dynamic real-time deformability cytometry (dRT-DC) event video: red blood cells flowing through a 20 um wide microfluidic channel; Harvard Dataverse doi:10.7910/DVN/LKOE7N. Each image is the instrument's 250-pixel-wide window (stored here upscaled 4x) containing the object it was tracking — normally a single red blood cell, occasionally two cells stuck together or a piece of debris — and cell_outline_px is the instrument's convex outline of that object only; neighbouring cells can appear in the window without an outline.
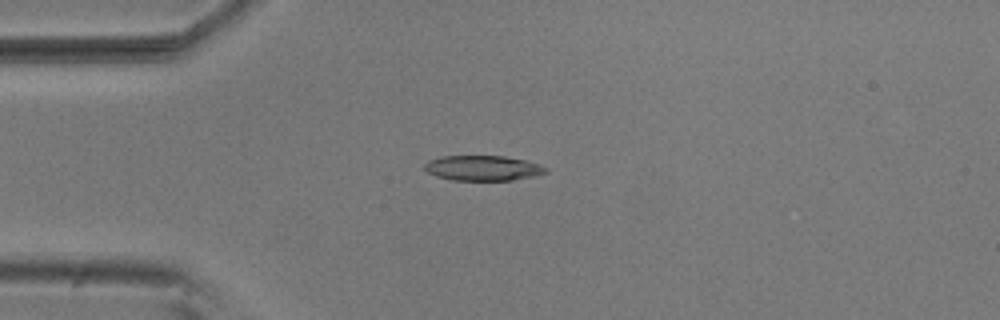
{"species": "common noctule bat (a hibernating species)", "species_latin": "Nyctalus noctula", "temperature_condition": "room temperature", "stored_images_in_passage": 9, "camera_frame_rate_fps": 3000, "um_per_image_px": 0.085, "animal": {"sex": "male", "body_mass_g": 20.5, "forearm_length_mm": 52.5}, "frame": {"image": 1, "passage_image": 3, "time_ms": 0.667, "image_size_px": [1000, 320], "cell_outline_px": [[548, 172], [536, 176], [512, 180], [452, 180], [436, 176], [428, 172], [424, 168], [424, 164], [428, 160], [444, 156], [504, 156], [524, 160], [548, 168]], "centroid_in_image_um": [41.04, 14.29], "position_along_channel_um": 44.0, "area_um2": 17.69}}
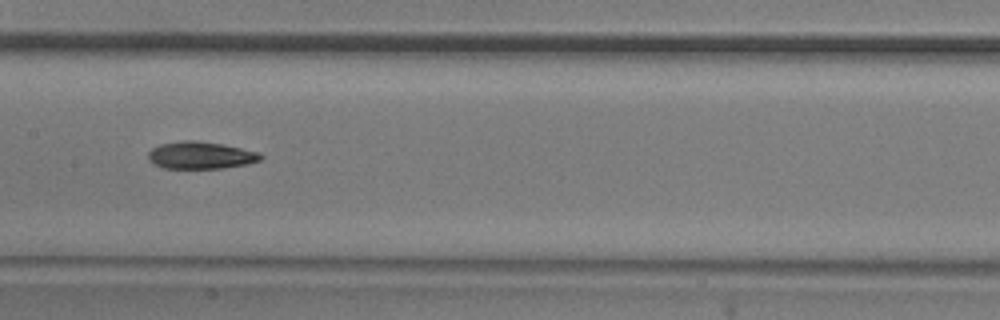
{"frame": {"image": 2, "passage_image": 7, "time_ms": 2.0, "image_size_px": [1000, 320], "cell_outline_px": [[264, 156], [260, 160], [248, 164], [224, 168], [160, 168], [152, 164], [148, 160], [148, 152], [152, 148], [160, 144], [184, 140], [196, 140], [220, 144], [260, 152]], "centroid_in_image_um": [17.03, 13.2], "position_along_channel_um": 190.4, "area_um2": 17.98}}
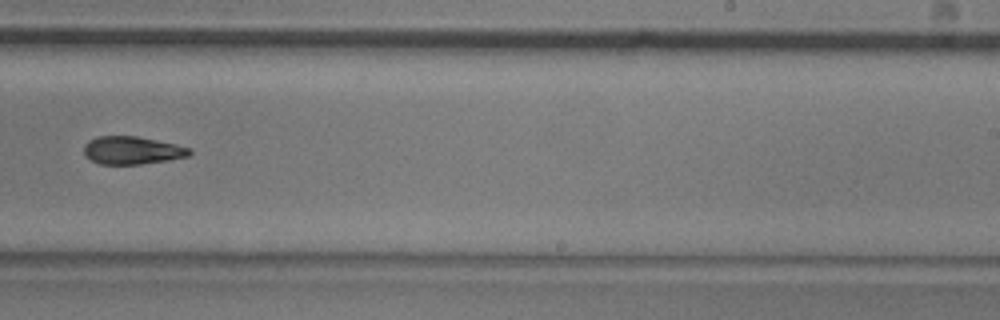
{"frame": {"image": 3, "passage_image": 9, "time_ms": 2.667, "image_size_px": [1000, 320], "cell_outline_px": [[192, 152], [188, 156], [168, 160], [140, 164], [100, 164], [84, 156], [84, 144], [88, 140], [96, 136], [136, 136], [176, 144], [192, 148]], "centroid_in_image_um": [11.22, 12.77], "position_along_channel_um": 277.8, "area_um2": 17.22}}